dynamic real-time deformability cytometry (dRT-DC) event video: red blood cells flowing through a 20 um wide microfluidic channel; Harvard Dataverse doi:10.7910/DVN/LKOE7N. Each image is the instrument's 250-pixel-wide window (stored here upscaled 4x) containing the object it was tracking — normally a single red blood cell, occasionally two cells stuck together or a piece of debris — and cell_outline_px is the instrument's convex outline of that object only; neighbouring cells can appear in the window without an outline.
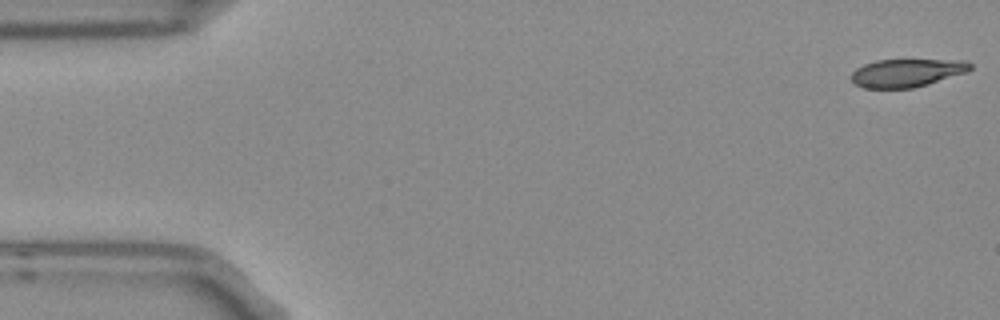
{"species": "Egyptian fruit bat (a non-hibernating species)", "species_latin": "Rousettus aegyptiacus", "temperature_condition": "room temperature", "stored_images_in_passage": 5, "segment_of_instrument_passage": [1, 2], "camera_frame_rate_fps": 3000, "um_per_image_px": 0.085, "frame": {"image": 1, "passage_image": 1, "time_ms": 0.0, "image_size_px": [1000, 320], "cell_outline_px": [[972, 68], [968, 72], [928, 84], [912, 88], [864, 88], [856, 84], [852, 80], [852, 72], [856, 68], [864, 64], [876, 60], [968, 60], [972, 64]], "centroid_in_image_um": [77.12, 6.19], "position_along_channel_um": 7.9, "area_um2": 19.48}}
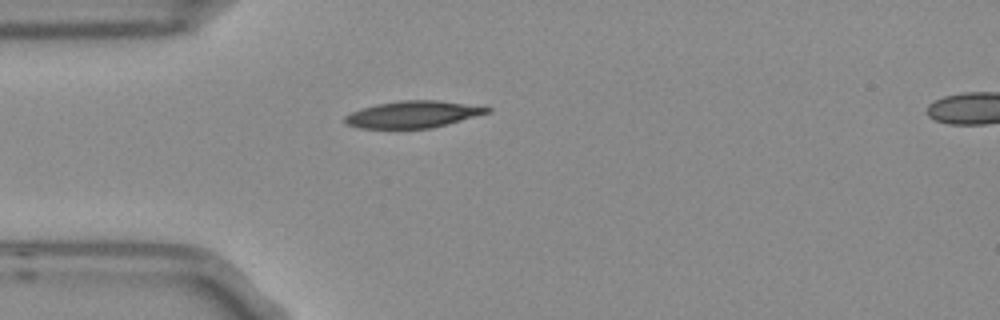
{"frame": {"image": 2, "passage_image": 4, "time_ms": 1.0, "image_size_px": [1000, 320], "cell_outline_px": [[492, 112], [432, 128], [360, 128], [348, 124], [344, 120], [344, 116], [352, 112], [376, 104], [400, 100], [436, 100], [492, 108]], "centroid_in_image_um": [35.12, 9.72], "position_along_channel_um": 49.9, "area_um2": 21.96}}